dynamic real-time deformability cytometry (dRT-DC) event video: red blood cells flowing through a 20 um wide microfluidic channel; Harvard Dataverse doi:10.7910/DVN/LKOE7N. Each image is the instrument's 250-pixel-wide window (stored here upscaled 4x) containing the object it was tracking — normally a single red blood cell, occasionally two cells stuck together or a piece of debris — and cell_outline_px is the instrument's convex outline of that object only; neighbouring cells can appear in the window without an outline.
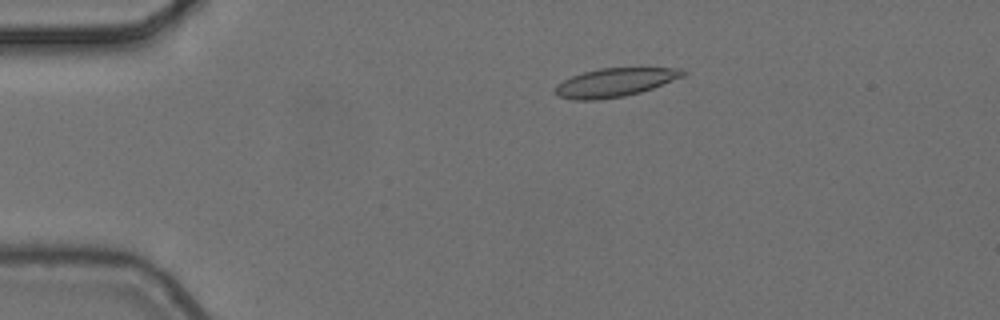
{"species": "common noctule bat (a hibernating species)", "species_latin": "Nyctalus noctula", "temperature_condition": "cold", "stored_images_in_passage": 9, "camera_frame_rate_fps": 3000, "um_per_image_px": 0.085, "animal": {"sex": "female", "body_mass_g": 24.6, "forearm_length_mm": 56.2}, "frame": {"image": 1, "passage_image": 4, "time_ms": 1.0, "image_size_px": [1000, 320], "cell_outline_px": [[688, 72], [684, 76], [652, 88], [640, 92], [624, 96], [596, 100], [576, 100], [560, 96], [552, 92], [556, 84], [572, 76], [584, 72], [600, 68], [680, 68]], "centroid_in_image_um": [52.25, 7.01], "position_along_channel_um": 32.8, "area_um2": 21.15}}
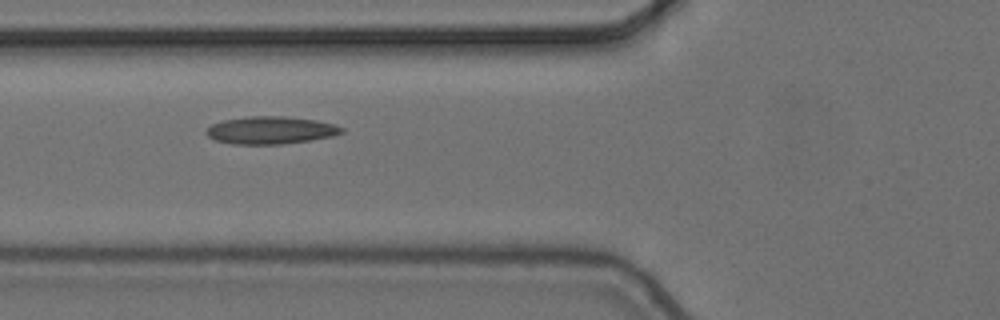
{"frame": {"image": 2, "passage_image": 7, "time_ms": 2.0, "image_size_px": [1000, 320], "cell_outline_px": [[344, 132], [332, 136], [312, 140], [284, 144], [232, 144], [216, 140], [208, 136], [204, 132], [212, 124], [224, 120], [248, 116], [284, 116], [316, 120], [332, 124], [344, 128]], "centroid_in_image_um": [23.01, 11.07], "position_along_channel_um": 102.8, "area_um2": 21.73}}
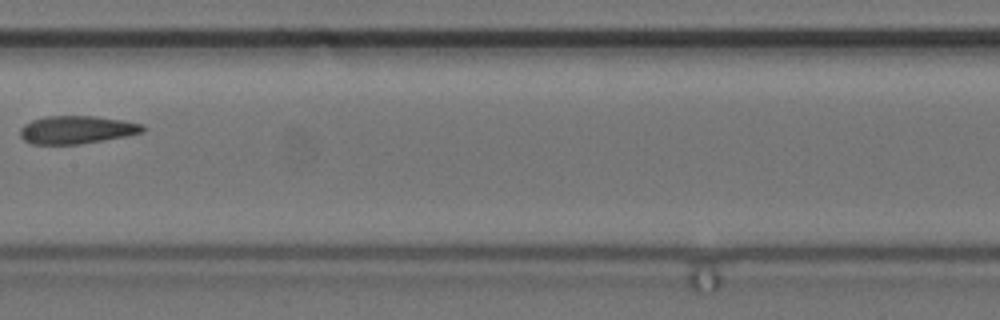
{"frame": {"image": 3, "passage_image": 9, "time_ms": 2.667, "image_size_px": [1000, 320], "cell_outline_px": [[144, 132], [124, 136], [76, 144], [32, 144], [24, 140], [20, 136], [20, 128], [24, 124], [32, 120], [44, 116], [96, 116], [144, 124]], "centroid_in_image_um": [6.48, 11.02], "position_along_channel_um": 200.9, "area_um2": 19.77}}